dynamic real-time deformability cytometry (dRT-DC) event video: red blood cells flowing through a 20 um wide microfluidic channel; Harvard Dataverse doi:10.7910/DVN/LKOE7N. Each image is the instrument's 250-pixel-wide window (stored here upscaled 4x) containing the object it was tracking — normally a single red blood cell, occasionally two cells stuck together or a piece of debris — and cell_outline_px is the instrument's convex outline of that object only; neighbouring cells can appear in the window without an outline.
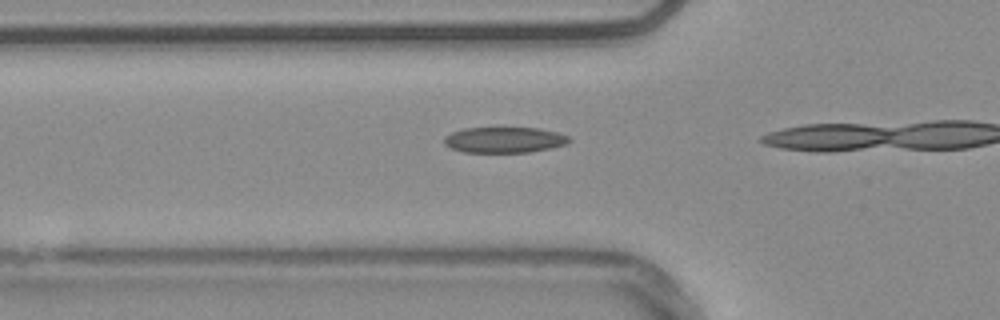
{"species": "common noctule bat (a hibernating species)", "species_latin": "Nyctalus noctula", "temperature_condition": "warm", "stored_images_in_passage": 16, "camera_frame_rate_fps": 3000, "um_per_image_px": 0.085, "animal": {"sex": "male", "body_mass_g": 20.4}, "frame": {"image": 1, "passage_image": 14, "time_ms": 4.333, "image_size_px": [1000, 320], "cell_outline_px": [[572, 140], [564, 144], [548, 148], [528, 152], [464, 152], [452, 148], [444, 144], [444, 136], [452, 132], [464, 128], [540, 128], [556, 132], [568, 136]], "centroid_in_image_um": [42.84, 11.88], "position_along_channel_um": 83.0, "area_um2": 18.55}}